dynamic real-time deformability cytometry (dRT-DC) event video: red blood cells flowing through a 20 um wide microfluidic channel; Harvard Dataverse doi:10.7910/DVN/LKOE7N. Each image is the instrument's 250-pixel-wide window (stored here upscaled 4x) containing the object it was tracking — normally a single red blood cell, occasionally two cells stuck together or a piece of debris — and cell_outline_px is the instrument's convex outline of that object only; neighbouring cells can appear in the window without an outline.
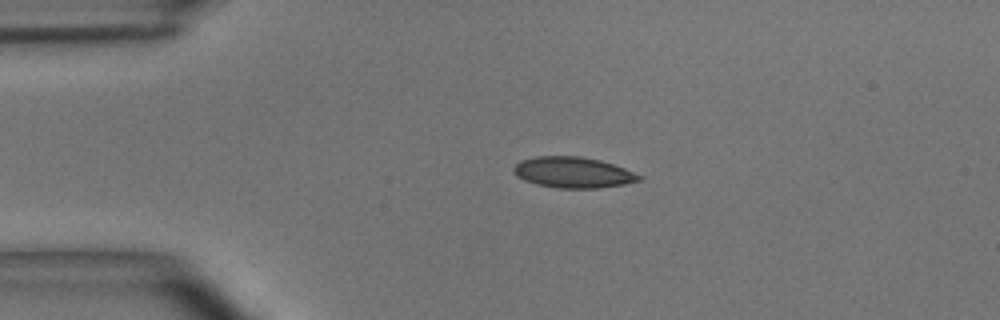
{"species": "common noctule bat (a hibernating species)", "species_latin": "Nyctalus noctula", "temperature_condition": "room temperature", "stored_images_in_passage": 4, "camera_frame_rate_fps": 3000, "um_per_image_px": 0.085, "animal": {"sex": "male", "body_mass_g": 15.6}, "frame": {"image": 1, "passage_image": 3, "time_ms": 0.667, "image_size_px": [1000, 320], "cell_outline_px": [[644, 176], [640, 180], [624, 184], [600, 188], [556, 188], [536, 184], [524, 180], [516, 176], [512, 168], [520, 160], [536, 156], [580, 156], [600, 160], [624, 168]], "centroid_in_image_um": [48.7, 14.65], "position_along_channel_um": 36.3, "area_um2": 22.66}}